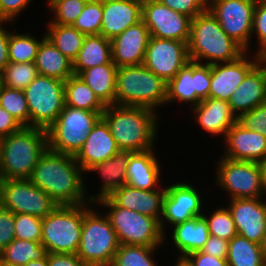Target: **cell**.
Instances as JSON below:
<instances>
[{
  "label": "cell",
  "instance_id": "cell-29",
  "mask_svg": "<svg viewBox=\"0 0 266 266\" xmlns=\"http://www.w3.org/2000/svg\"><path fill=\"white\" fill-rule=\"evenodd\" d=\"M172 233L173 243L180 251L181 258L200 251L210 236L207 221L203 216L174 225Z\"/></svg>",
  "mask_w": 266,
  "mask_h": 266
},
{
  "label": "cell",
  "instance_id": "cell-27",
  "mask_svg": "<svg viewBox=\"0 0 266 266\" xmlns=\"http://www.w3.org/2000/svg\"><path fill=\"white\" fill-rule=\"evenodd\" d=\"M129 159V151H120L118 154L110 157L104 162L97 163L90 167L87 172L97 171L103 178L100 192L89 196L90 202L108 197L117 188L127 183V162Z\"/></svg>",
  "mask_w": 266,
  "mask_h": 266
},
{
  "label": "cell",
  "instance_id": "cell-44",
  "mask_svg": "<svg viewBox=\"0 0 266 266\" xmlns=\"http://www.w3.org/2000/svg\"><path fill=\"white\" fill-rule=\"evenodd\" d=\"M15 239L41 242L42 218L25 213L15 214Z\"/></svg>",
  "mask_w": 266,
  "mask_h": 266
},
{
  "label": "cell",
  "instance_id": "cell-12",
  "mask_svg": "<svg viewBox=\"0 0 266 266\" xmlns=\"http://www.w3.org/2000/svg\"><path fill=\"white\" fill-rule=\"evenodd\" d=\"M0 206L44 218L59 205L29 179H0Z\"/></svg>",
  "mask_w": 266,
  "mask_h": 266
},
{
  "label": "cell",
  "instance_id": "cell-25",
  "mask_svg": "<svg viewBox=\"0 0 266 266\" xmlns=\"http://www.w3.org/2000/svg\"><path fill=\"white\" fill-rule=\"evenodd\" d=\"M197 124L212 135H224L238 121L230 105L226 101L206 98L192 107Z\"/></svg>",
  "mask_w": 266,
  "mask_h": 266
},
{
  "label": "cell",
  "instance_id": "cell-19",
  "mask_svg": "<svg viewBox=\"0 0 266 266\" xmlns=\"http://www.w3.org/2000/svg\"><path fill=\"white\" fill-rule=\"evenodd\" d=\"M224 158L234 161H266V137L259 132L245 128L238 121L225 136Z\"/></svg>",
  "mask_w": 266,
  "mask_h": 266
},
{
  "label": "cell",
  "instance_id": "cell-35",
  "mask_svg": "<svg viewBox=\"0 0 266 266\" xmlns=\"http://www.w3.org/2000/svg\"><path fill=\"white\" fill-rule=\"evenodd\" d=\"M47 26L46 37L63 55L73 62L83 45L86 35L80 33L71 25L48 24Z\"/></svg>",
  "mask_w": 266,
  "mask_h": 266
},
{
  "label": "cell",
  "instance_id": "cell-43",
  "mask_svg": "<svg viewBox=\"0 0 266 266\" xmlns=\"http://www.w3.org/2000/svg\"><path fill=\"white\" fill-rule=\"evenodd\" d=\"M88 0H48V7L54 13L48 24L73 25Z\"/></svg>",
  "mask_w": 266,
  "mask_h": 266
},
{
  "label": "cell",
  "instance_id": "cell-11",
  "mask_svg": "<svg viewBox=\"0 0 266 266\" xmlns=\"http://www.w3.org/2000/svg\"><path fill=\"white\" fill-rule=\"evenodd\" d=\"M216 184L230 199L262 198L264 196L262 163L234 161L224 157L218 161Z\"/></svg>",
  "mask_w": 266,
  "mask_h": 266
},
{
  "label": "cell",
  "instance_id": "cell-40",
  "mask_svg": "<svg viewBox=\"0 0 266 266\" xmlns=\"http://www.w3.org/2000/svg\"><path fill=\"white\" fill-rule=\"evenodd\" d=\"M38 71L34 62H10L2 71V85L24 90L36 77Z\"/></svg>",
  "mask_w": 266,
  "mask_h": 266
},
{
  "label": "cell",
  "instance_id": "cell-10",
  "mask_svg": "<svg viewBox=\"0 0 266 266\" xmlns=\"http://www.w3.org/2000/svg\"><path fill=\"white\" fill-rule=\"evenodd\" d=\"M65 81L39 75L23 90L30 112V126L47 130L65 106Z\"/></svg>",
  "mask_w": 266,
  "mask_h": 266
},
{
  "label": "cell",
  "instance_id": "cell-50",
  "mask_svg": "<svg viewBox=\"0 0 266 266\" xmlns=\"http://www.w3.org/2000/svg\"><path fill=\"white\" fill-rule=\"evenodd\" d=\"M30 0H0V21H15L17 15L25 10Z\"/></svg>",
  "mask_w": 266,
  "mask_h": 266
},
{
  "label": "cell",
  "instance_id": "cell-13",
  "mask_svg": "<svg viewBox=\"0 0 266 266\" xmlns=\"http://www.w3.org/2000/svg\"><path fill=\"white\" fill-rule=\"evenodd\" d=\"M257 0H209L208 9L225 33L246 52L250 48Z\"/></svg>",
  "mask_w": 266,
  "mask_h": 266
},
{
  "label": "cell",
  "instance_id": "cell-34",
  "mask_svg": "<svg viewBox=\"0 0 266 266\" xmlns=\"http://www.w3.org/2000/svg\"><path fill=\"white\" fill-rule=\"evenodd\" d=\"M226 260L229 266H266L262 245L240 235L229 241Z\"/></svg>",
  "mask_w": 266,
  "mask_h": 266
},
{
  "label": "cell",
  "instance_id": "cell-16",
  "mask_svg": "<svg viewBox=\"0 0 266 266\" xmlns=\"http://www.w3.org/2000/svg\"><path fill=\"white\" fill-rule=\"evenodd\" d=\"M200 193L188 183L171 184L166 188V194L163 200V214L160 220V226L165 234V223L173 226L202 216V202Z\"/></svg>",
  "mask_w": 266,
  "mask_h": 266
},
{
  "label": "cell",
  "instance_id": "cell-53",
  "mask_svg": "<svg viewBox=\"0 0 266 266\" xmlns=\"http://www.w3.org/2000/svg\"><path fill=\"white\" fill-rule=\"evenodd\" d=\"M49 266H86L77 254L47 253Z\"/></svg>",
  "mask_w": 266,
  "mask_h": 266
},
{
  "label": "cell",
  "instance_id": "cell-36",
  "mask_svg": "<svg viewBox=\"0 0 266 266\" xmlns=\"http://www.w3.org/2000/svg\"><path fill=\"white\" fill-rule=\"evenodd\" d=\"M47 255L41 242L14 239L0 252V259L16 266H24L30 261L43 259Z\"/></svg>",
  "mask_w": 266,
  "mask_h": 266
},
{
  "label": "cell",
  "instance_id": "cell-49",
  "mask_svg": "<svg viewBox=\"0 0 266 266\" xmlns=\"http://www.w3.org/2000/svg\"><path fill=\"white\" fill-rule=\"evenodd\" d=\"M211 65L195 63L196 94L203 100L209 98Z\"/></svg>",
  "mask_w": 266,
  "mask_h": 266
},
{
  "label": "cell",
  "instance_id": "cell-54",
  "mask_svg": "<svg viewBox=\"0 0 266 266\" xmlns=\"http://www.w3.org/2000/svg\"><path fill=\"white\" fill-rule=\"evenodd\" d=\"M22 125L0 106V139L18 131Z\"/></svg>",
  "mask_w": 266,
  "mask_h": 266
},
{
  "label": "cell",
  "instance_id": "cell-23",
  "mask_svg": "<svg viewBox=\"0 0 266 266\" xmlns=\"http://www.w3.org/2000/svg\"><path fill=\"white\" fill-rule=\"evenodd\" d=\"M142 0H103L100 34L112 40L142 20Z\"/></svg>",
  "mask_w": 266,
  "mask_h": 266
},
{
  "label": "cell",
  "instance_id": "cell-58",
  "mask_svg": "<svg viewBox=\"0 0 266 266\" xmlns=\"http://www.w3.org/2000/svg\"><path fill=\"white\" fill-rule=\"evenodd\" d=\"M262 170H263L264 192H265V195H266V161L262 163Z\"/></svg>",
  "mask_w": 266,
  "mask_h": 266
},
{
  "label": "cell",
  "instance_id": "cell-14",
  "mask_svg": "<svg viewBox=\"0 0 266 266\" xmlns=\"http://www.w3.org/2000/svg\"><path fill=\"white\" fill-rule=\"evenodd\" d=\"M142 20L151 37L188 44L192 18L168 8L159 0H143Z\"/></svg>",
  "mask_w": 266,
  "mask_h": 266
},
{
  "label": "cell",
  "instance_id": "cell-6",
  "mask_svg": "<svg viewBox=\"0 0 266 266\" xmlns=\"http://www.w3.org/2000/svg\"><path fill=\"white\" fill-rule=\"evenodd\" d=\"M88 204L59 205L42 218L41 244L47 253L76 254L81 240L82 221Z\"/></svg>",
  "mask_w": 266,
  "mask_h": 266
},
{
  "label": "cell",
  "instance_id": "cell-51",
  "mask_svg": "<svg viewBox=\"0 0 266 266\" xmlns=\"http://www.w3.org/2000/svg\"><path fill=\"white\" fill-rule=\"evenodd\" d=\"M229 241L210 235L201 251L205 254L219 259H226L228 254Z\"/></svg>",
  "mask_w": 266,
  "mask_h": 266
},
{
  "label": "cell",
  "instance_id": "cell-37",
  "mask_svg": "<svg viewBox=\"0 0 266 266\" xmlns=\"http://www.w3.org/2000/svg\"><path fill=\"white\" fill-rule=\"evenodd\" d=\"M41 41L31 34H9L8 55L13 63L35 62Z\"/></svg>",
  "mask_w": 266,
  "mask_h": 266
},
{
  "label": "cell",
  "instance_id": "cell-7",
  "mask_svg": "<svg viewBox=\"0 0 266 266\" xmlns=\"http://www.w3.org/2000/svg\"><path fill=\"white\" fill-rule=\"evenodd\" d=\"M94 203L109 208L106 216L117 234L120 245L158 247L165 242L166 234L163 233L158 219L116 206L108 197Z\"/></svg>",
  "mask_w": 266,
  "mask_h": 266
},
{
  "label": "cell",
  "instance_id": "cell-42",
  "mask_svg": "<svg viewBox=\"0 0 266 266\" xmlns=\"http://www.w3.org/2000/svg\"><path fill=\"white\" fill-rule=\"evenodd\" d=\"M208 224L209 235L216 236L227 241L238 235L231 211L229 208H218L210 217L202 215Z\"/></svg>",
  "mask_w": 266,
  "mask_h": 266
},
{
  "label": "cell",
  "instance_id": "cell-45",
  "mask_svg": "<svg viewBox=\"0 0 266 266\" xmlns=\"http://www.w3.org/2000/svg\"><path fill=\"white\" fill-rule=\"evenodd\" d=\"M256 33L259 49L255 55L266 58V0H257L254 10L253 30Z\"/></svg>",
  "mask_w": 266,
  "mask_h": 266
},
{
  "label": "cell",
  "instance_id": "cell-3",
  "mask_svg": "<svg viewBox=\"0 0 266 266\" xmlns=\"http://www.w3.org/2000/svg\"><path fill=\"white\" fill-rule=\"evenodd\" d=\"M48 149L47 131L22 126L0 139V179H29Z\"/></svg>",
  "mask_w": 266,
  "mask_h": 266
},
{
  "label": "cell",
  "instance_id": "cell-61",
  "mask_svg": "<svg viewBox=\"0 0 266 266\" xmlns=\"http://www.w3.org/2000/svg\"><path fill=\"white\" fill-rule=\"evenodd\" d=\"M2 87V77H1V72H0V89Z\"/></svg>",
  "mask_w": 266,
  "mask_h": 266
},
{
  "label": "cell",
  "instance_id": "cell-8",
  "mask_svg": "<svg viewBox=\"0 0 266 266\" xmlns=\"http://www.w3.org/2000/svg\"><path fill=\"white\" fill-rule=\"evenodd\" d=\"M119 246L108 217L90 208L82 221L78 257L86 266H110Z\"/></svg>",
  "mask_w": 266,
  "mask_h": 266
},
{
  "label": "cell",
  "instance_id": "cell-28",
  "mask_svg": "<svg viewBox=\"0 0 266 266\" xmlns=\"http://www.w3.org/2000/svg\"><path fill=\"white\" fill-rule=\"evenodd\" d=\"M39 75L66 81L74 74L73 62L63 55L44 34L35 59Z\"/></svg>",
  "mask_w": 266,
  "mask_h": 266
},
{
  "label": "cell",
  "instance_id": "cell-48",
  "mask_svg": "<svg viewBox=\"0 0 266 266\" xmlns=\"http://www.w3.org/2000/svg\"><path fill=\"white\" fill-rule=\"evenodd\" d=\"M15 214L0 206V252L15 239Z\"/></svg>",
  "mask_w": 266,
  "mask_h": 266
},
{
  "label": "cell",
  "instance_id": "cell-24",
  "mask_svg": "<svg viewBox=\"0 0 266 266\" xmlns=\"http://www.w3.org/2000/svg\"><path fill=\"white\" fill-rule=\"evenodd\" d=\"M228 100L233 113L239 118L243 113L266 102V60L263 59L238 85ZM238 112V113H237Z\"/></svg>",
  "mask_w": 266,
  "mask_h": 266
},
{
  "label": "cell",
  "instance_id": "cell-33",
  "mask_svg": "<svg viewBox=\"0 0 266 266\" xmlns=\"http://www.w3.org/2000/svg\"><path fill=\"white\" fill-rule=\"evenodd\" d=\"M65 106L88 111H104L106 106L78 75L73 74L64 83Z\"/></svg>",
  "mask_w": 266,
  "mask_h": 266
},
{
  "label": "cell",
  "instance_id": "cell-4",
  "mask_svg": "<svg viewBox=\"0 0 266 266\" xmlns=\"http://www.w3.org/2000/svg\"><path fill=\"white\" fill-rule=\"evenodd\" d=\"M189 60L205 65L231 62L246 51L232 40L222 29L216 17L206 10L191 21L190 37L187 44Z\"/></svg>",
  "mask_w": 266,
  "mask_h": 266
},
{
  "label": "cell",
  "instance_id": "cell-57",
  "mask_svg": "<svg viewBox=\"0 0 266 266\" xmlns=\"http://www.w3.org/2000/svg\"><path fill=\"white\" fill-rule=\"evenodd\" d=\"M175 266H192L185 258L179 257Z\"/></svg>",
  "mask_w": 266,
  "mask_h": 266
},
{
  "label": "cell",
  "instance_id": "cell-39",
  "mask_svg": "<svg viewBox=\"0 0 266 266\" xmlns=\"http://www.w3.org/2000/svg\"><path fill=\"white\" fill-rule=\"evenodd\" d=\"M0 106L22 126H30V112L23 90L2 85L0 89Z\"/></svg>",
  "mask_w": 266,
  "mask_h": 266
},
{
  "label": "cell",
  "instance_id": "cell-17",
  "mask_svg": "<svg viewBox=\"0 0 266 266\" xmlns=\"http://www.w3.org/2000/svg\"><path fill=\"white\" fill-rule=\"evenodd\" d=\"M245 52L238 59L211 65V82L209 98L220 99L228 102L239 84L263 60L262 57L253 55V60Z\"/></svg>",
  "mask_w": 266,
  "mask_h": 266
},
{
  "label": "cell",
  "instance_id": "cell-41",
  "mask_svg": "<svg viewBox=\"0 0 266 266\" xmlns=\"http://www.w3.org/2000/svg\"><path fill=\"white\" fill-rule=\"evenodd\" d=\"M102 14L103 0H88L72 26L85 35H98L101 32Z\"/></svg>",
  "mask_w": 266,
  "mask_h": 266
},
{
  "label": "cell",
  "instance_id": "cell-21",
  "mask_svg": "<svg viewBox=\"0 0 266 266\" xmlns=\"http://www.w3.org/2000/svg\"><path fill=\"white\" fill-rule=\"evenodd\" d=\"M166 187L156 190H142L123 185L113 191L108 198L116 205L148 217L161 220Z\"/></svg>",
  "mask_w": 266,
  "mask_h": 266
},
{
  "label": "cell",
  "instance_id": "cell-22",
  "mask_svg": "<svg viewBox=\"0 0 266 266\" xmlns=\"http://www.w3.org/2000/svg\"><path fill=\"white\" fill-rule=\"evenodd\" d=\"M120 151L109 125L101 117L92 127L82 148L74 157L83 171L87 172L93 165L104 162Z\"/></svg>",
  "mask_w": 266,
  "mask_h": 266
},
{
  "label": "cell",
  "instance_id": "cell-47",
  "mask_svg": "<svg viewBox=\"0 0 266 266\" xmlns=\"http://www.w3.org/2000/svg\"><path fill=\"white\" fill-rule=\"evenodd\" d=\"M238 122L245 128L254 130L266 137V102L243 113Z\"/></svg>",
  "mask_w": 266,
  "mask_h": 266
},
{
  "label": "cell",
  "instance_id": "cell-18",
  "mask_svg": "<svg viewBox=\"0 0 266 266\" xmlns=\"http://www.w3.org/2000/svg\"><path fill=\"white\" fill-rule=\"evenodd\" d=\"M264 198L229 199L238 235L262 245L266 235V202ZM263 201V202H262Z\"/></svg>",
  "mask_w": 266,
  "mask_h": 266
},
{
  "label": "cell",
  "instance_id": "cell-1",
  "mask_svg": "<svg viewBox=\"0 0 266 266\" xmlns=\"http://www.w3.org/2000/svg\"><path fill=\"white\" fill-rule=\"evenodd\" d=\"M83 172L73 155L47 149L29 180L58 205L93 204L86 196Z\"/></svg>",
  "mask_w": 266,
  "mask_h": 266
},
{
  "label": "cell",
  "instance_id": "cell-55",
  "mask_svg": "<svg viewBox=\"0 0 266 266\" xmlns=\"http://www.w3.org/2000/svg\"><path fill=\"white\" fill-rule=\"evenodd\" d=\"M6 22L8 21H0V72L10 63L8 55L10 32L2 26Z\"/></svg>",
  "mask_w": 266,
  "mask_h": 266
},
{
  "label": "cell",
  "instance_id": "cell-30",
  "mask_svg": "<svg viewBox=\"0 0 266 266\" xmlns=\"http://www.w3.org/2000/svg\"><path fill=\"white\" fill-rule=\"evenodd\" d=\"M103 64H114L111 40L101 34L86 35L83 45L73 61L74 74L79 75L86 69Z\"/></svg>",
  "mask_w": 266,
  "mask_h": 266
},
{
  "label": "cell",
  "instance_id": "cell-5",
  "mask_svg": "<svg viewBox=\"0 0 266 266\" xmlns=\"http://www.w3.org/2000/svg\"><path fill=\"white\" fill-rule=\"evenodd\" d=\"M167 82L143 64L117 69L115 104L146 107L157 112L166 104Z\"/></svg>",
  "mask_w": 266,
  "mask_h": 266
},
{
  "label": "cell",
  "instance_id": "cell-31",
  "mask_svg": "<svg viewBox=\"0 0 266 266\" xmlns=\"http://www.w3.org/2000/svg\"><path fill=\"white\" fill-rule=\"evenodd\" d=\"M115 64H103L82 71L78 76L93 90L105 105L115 104L116 73Z\"/></svg>",
  "mask_w": 266,
  "mask_h": 266
},
{
  "label": "cell",
  "instance_id": "cell-2",
  "mask_svg": "<svg viewBox=\"0 0 266 266\" xmlns=\"http://www.w3.org/2000/svg\"><path fill=\"white\" fill-rule=\"evenodd\" d=\"M121 151L152 150L156 140L157 112L146 107L109 105L102 113Z\"/></svg>",
  "mask_w": 266,
  "mask_h": 266
},
{
  "label": "cell",
  "instance_id": "cell-52",
  "mask_svg": "<svg viewBox=\"0 0 266 266\" xmlns=\"http://www.w3.org/2000/svg\"><path fill=\"white\" fill-rule=\"evenodd\" d=\"M192 266H229L226 259L215 258L200 251H195L184 257Z\"/></svg>",
  "mask_w": 266,
  "mask_h": 266
},
{
  "label": "cell",
  "instance_id": "cell-20",
  "mask_svg": "<svg viewBox=\"0 0 266 266\" xmlns=\"http://www.w3.org/2000/svg\"><path fill=\"white\" fill-rule=\"evenodd\" d=\"M150 37L143 20L128 27L111 40L113 63L118 68L142 65Z\"/></svg>",
  "mask_w": 266,
  "mask_h": 266
},
{
  "label": "cell",
  "instance_id": "cell-60",
  "mask_svg": "<svg viewBox=\"0 0 266 266\" xmlns=\"http://www.w3.org/2000/svg\"><path fill=\"white\" fill-rule=\"evenodd\" d=\"M0 266H16V265L6 263V262H4L3 260L0 259Z\"/></svg>",
  "mask_w": 266,
  "mask_h": 266
},
{
  "label": "cell",
  "instance_id": "cell-32",
  "mask_svg": "<svg viewBox=\"0 0 266 266\" xmlns=\"http://www.w3.org/2000/svg\"><path fill=\"white\" fill-rule=\"evenodd\" d=\"M195 62L190 61L178 71L167 84L166 104L173 101L189 102L197 105L202 99L195 92Z\"/></svg>",
  "mask_w": 266,
  "mask_h": 266
},
{
  "label": "cell",
  "instance_id": "cell-46",
  "mask_svg": "<svg viewBox=\"0 0 266 266\" xmlns=\"http://www.w3.org/2000/svg\"><path fill=\"white\" fill-rule=\"evenodd\" d=\"M168 8L194 18L208 10L209 0H159Z\"/></svg>",
  "mask_w": 266,
  "mask_h": 266
},
{
  "label": "cell",
  "instance_id": "cell-15",
  "mask_svg": "<svg viewBox=\"0 0 266 266\" xmlns=\"http://www.w3.org/2000/svg\"><path fill=\"white\" fill-rule=\"evenodd\" d=\"M189 62L186 42L150 37L143 65L167 83Z\"/></svg>",
  "mask_w": 266,
  "mask_h": 266
},
{
  "label": "cell",
  "instance_id": "cell-26",
  "mask_svg": "<svg viewBox=\"0 0 266 266\" xmlns=\"http://www.w3.org/2000/svg\"><path fill=\"white\" fill-rule=\"evenodd\" d=\"M154 151L153 149L144 152L129 151L127 185L142 190H156L160 187V165Z\"/></svg>",
  "mask_w": 266,
  "mask_h": 266
},
{
  "label": "cell",
  "instance_id": "cell-9",
  "mask_svg": "<svg viewBox=\"0 0 266 266\" xmlns=\"http://www.w3.org/2000/svg\"><path fill=\"white\" fill-rule=\"evenodd\" d=\"M103 111H88L64 106L57 120L46 130L48 149L75 156Z\"/></svg>",
  "mask_w": 266,
  "mask_h": 266
},
{
  "label": "cell",
  "instance_id": "cell-59",
  "mask_svg": "<svg viewBox=\"0 0 266 266\" xmlns=\"http://www.w3.org/2000/svg\"><path fill=\"white\" fill-rule=\"evenodd\" d=\"M262 248H263L264 256H265V259H266V235H265V238H264V242L262 244Z\"/></svg>",
  "mask_w": 266,
  "mask_h": 266
},
{
  "label": "cell",
  "instance_id": "cell-56",
  "mask_svg": "<svg viewBox=\"0 0 266 266\" xmlns=\"http://www.w3.org/2000/svg\"><path fill=\"white\" fill-rule=\"evenodd\" d=\"M24 266H49L47 255L43 259L36 260V261H30Z\"/></svg>",
  "mask_w": 266,
  "mask_h": 266
},
{
  "label": "cell",
  "instance_id": "cell-38",
  "mask_svg": "<svg viewBox=\"0 0 266 266\" xmlns=\"http://www.w3.org/2000/svg\"><path fill=\"white\" fill-rule=\"evenodd\" d=\"M157 247L120 245L110 266H158L152 259Z\"/></svg>",
  "mask_w": 266,
  "mask_h": 266
}]
</instances>
